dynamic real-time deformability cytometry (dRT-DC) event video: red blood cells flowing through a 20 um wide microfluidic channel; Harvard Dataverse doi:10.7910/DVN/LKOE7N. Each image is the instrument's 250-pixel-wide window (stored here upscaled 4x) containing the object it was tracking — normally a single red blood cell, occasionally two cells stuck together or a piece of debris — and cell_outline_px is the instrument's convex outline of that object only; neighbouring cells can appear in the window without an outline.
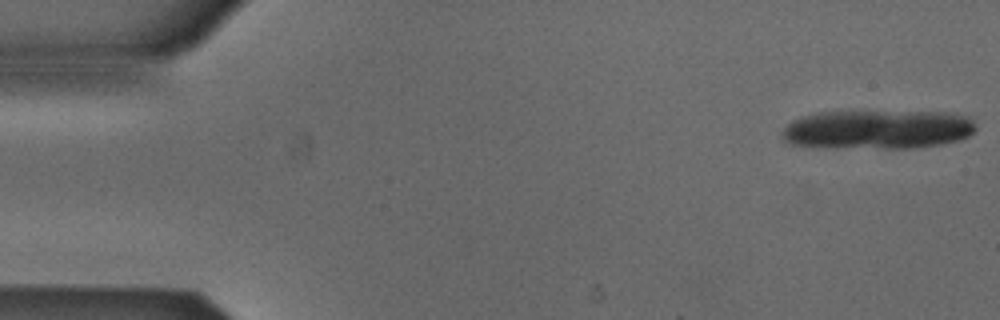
{"species": "Egyptian fruit bat (a non-hibernating species)", "species_latin": "Rousettus aegyptiacus", "temperature_condition": "cold", "stored_images_in_passage": 17, "camera_frame_rate_fps": 3000, "um_per_image_px": 0.085, "animal": {"sex": "male"}, "frame": {"image": 1, "passage_image": 1, "time_ms": 0.0, "image_size_px": [1000, 320], "cell_outline_px": [[976, 128], [968, 136], [960, 140], [940, 144], [912, 148], [836, 148], [792, 144], [784, 140], [784, 128], [792, 120], [800, 116], [820, 112], [948, 112], [968, 116], [972, 120]], "centroid_in_image_um": [74.62, 11.01], "position_along_channel_um": 10.4, "area_um2": 44.04}}